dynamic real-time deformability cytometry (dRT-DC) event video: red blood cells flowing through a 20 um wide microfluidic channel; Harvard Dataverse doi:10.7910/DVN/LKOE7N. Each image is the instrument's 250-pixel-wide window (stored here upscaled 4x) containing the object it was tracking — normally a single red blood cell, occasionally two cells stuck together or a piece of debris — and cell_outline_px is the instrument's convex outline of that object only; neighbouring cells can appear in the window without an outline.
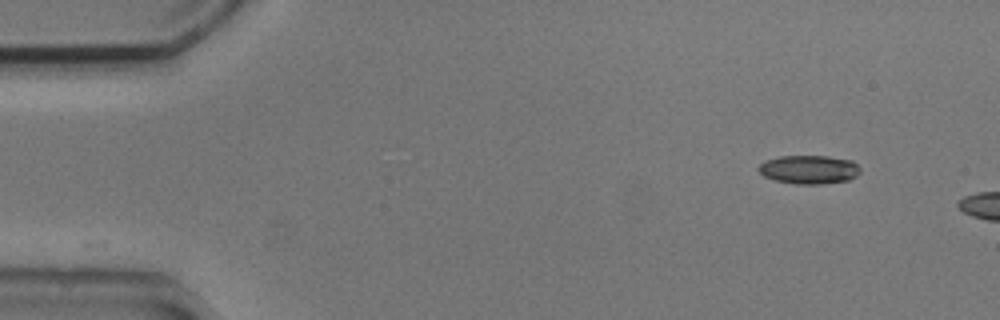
{"species": "common noctule bat (a hibernating species)", "species_latin": "Nyctalus noctula", "temperature_condition": "cold", "stored_images_in_passage": 5, "camera_frame_rate_fps": 3000, "um_per_image_px": 0.085, "animal": {"sex": "male", "body_mass_g": 20.5, "forearm_length_mm": 52.5}, "frame": {"image": 1, "passage_image": 1, "time_ms": 0.0, "image_size_px": [1000, 320], "cell_outline_px": [[860, 172], [856, 176], [848, 180], [820, 184], [796, 184], [776, 180], [764, 176], [756, 168], [764, 160], [780, 156], [828, 156], [852, 160], [860, 168]], "centroid_in_image_um": [68.76, 14.4], "position_along_channel_um": 16.2, "area_um2": 16.99}}